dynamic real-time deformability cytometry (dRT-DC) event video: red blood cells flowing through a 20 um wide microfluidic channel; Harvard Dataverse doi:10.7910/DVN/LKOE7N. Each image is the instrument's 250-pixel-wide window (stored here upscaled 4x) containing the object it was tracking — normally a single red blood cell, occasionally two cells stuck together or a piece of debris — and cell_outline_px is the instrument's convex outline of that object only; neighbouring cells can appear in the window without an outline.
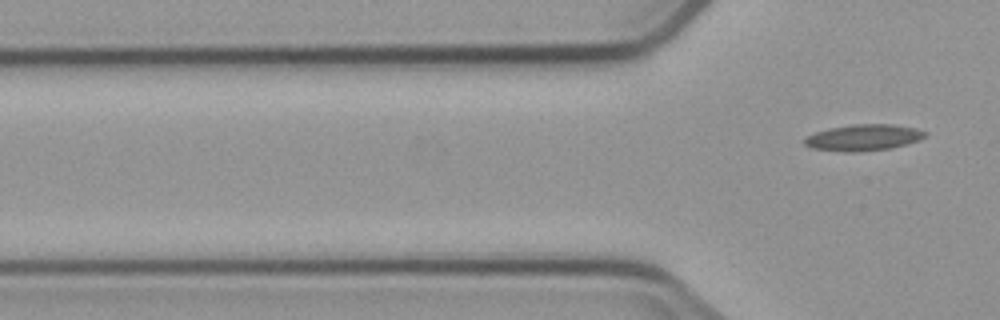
{"species": "common noctule bat (a hibernating species)", "species_latin": "Nyctalus noctula", "temperature_condition": "cold", "stored_images_in_passage": 4, "camera_frame_rate_fps": 3000, "um_per_image_px": 0.085, "animal": {"sex": "male", "body_mass_g": 23.1, "forearm_length_mm": 52.7}, "frame": {"image": 1, "passage_image": 4, "time_ms": 4.667, "image_size_px": [1000, 320], "cell_outline_px": [[928, 136], [920, 140], [888, 148], [852, 152], [844, 152], [812, 148], [804, 144], [804, 140], [808, 136], [816, 132], [828, 128], [852, 124], [892, 124], [916, 128], [928, 132]], "centroid_in_image_um": [73.42, 11.68], "position_along_channel_um": 52.4, "area_um2": 18.38}}